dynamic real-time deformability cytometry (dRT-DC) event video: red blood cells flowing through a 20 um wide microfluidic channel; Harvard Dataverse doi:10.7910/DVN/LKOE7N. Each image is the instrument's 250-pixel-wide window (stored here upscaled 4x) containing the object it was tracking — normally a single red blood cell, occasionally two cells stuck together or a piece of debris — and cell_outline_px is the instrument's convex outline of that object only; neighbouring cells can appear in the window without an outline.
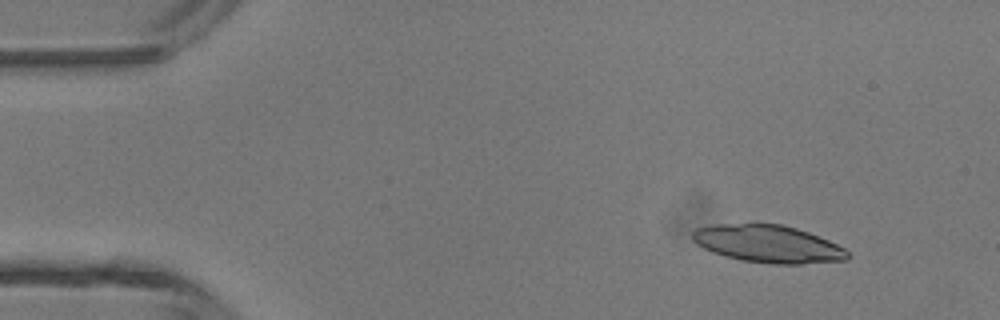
{"species": "common noctule bat (a hibernating species)", "species_latin": "Nyctalus noctula", "temperature_condition": "room temperature", "stored_images_in_passage": 4, "camera_frame_rate_fps": 3000, "um_per_image_px": 0.085, "animal": {"sex": "male", "body_mass_g": 13.3}, "frame": {"image": 1, "passage_image": 2, "time_ms": 0.333, "image_size_px": [1000, 320], "cell_outline_px": [[848, 260], [800, 264], [772, 264], [740, 260], [724, 256], [712, 252], [696, 244], [692, 240], [692, 232], [696, 228], [716, 224], [780, 224], [796, 228], [808, 232], [828, 240], [844, 248], [848, 252]], "centroid_in_image_um": [65.26, 20.74], "position_along_channel_um": 19.7, "area_um2": 33.87}}